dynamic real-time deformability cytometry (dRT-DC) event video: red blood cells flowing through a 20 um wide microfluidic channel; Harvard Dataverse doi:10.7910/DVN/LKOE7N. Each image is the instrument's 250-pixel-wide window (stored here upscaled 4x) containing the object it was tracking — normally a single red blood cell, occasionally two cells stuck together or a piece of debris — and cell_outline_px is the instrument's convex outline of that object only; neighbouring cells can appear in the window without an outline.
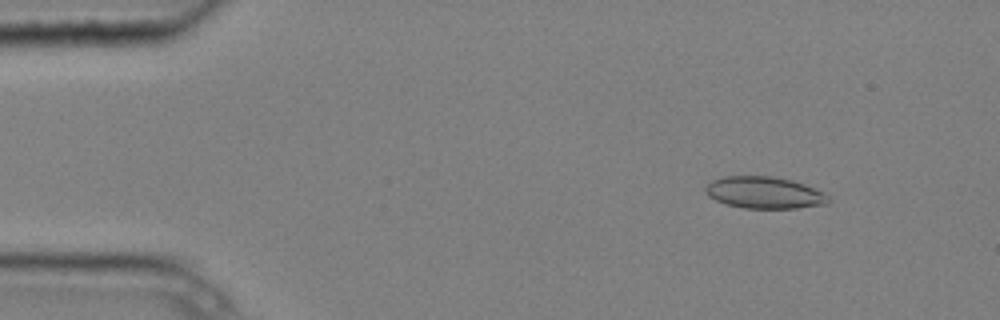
{"species": "common noctule bat (a hibernating species)", "species_latin": "Nyctalus noctula", "temperature_condition": "cold", "stored_images_in_passage": 7, "camera_frame_rate_fps": 3000, "um_per_image_px": 0.085, "animal": {"sex": "male", "body_mass_g": 20.4}, "frame": {"image": 1, "passage_image": 1, "time_ms": 0.0, "image_size_px": [1000, 320], "cell_outline_px": [[832, 200], [828, 204], [796, 208], [744, 208], [728, 204], [716, 200], [708, 196], [704, 188], [712, 180], [724, 176], [772, 176], [792, 180], [804, 184], [824, 192]], "centroid_in_image_um": [65.0, 16.37], "position_along_channel_um": 20.0, "area_um2": 22.83}}
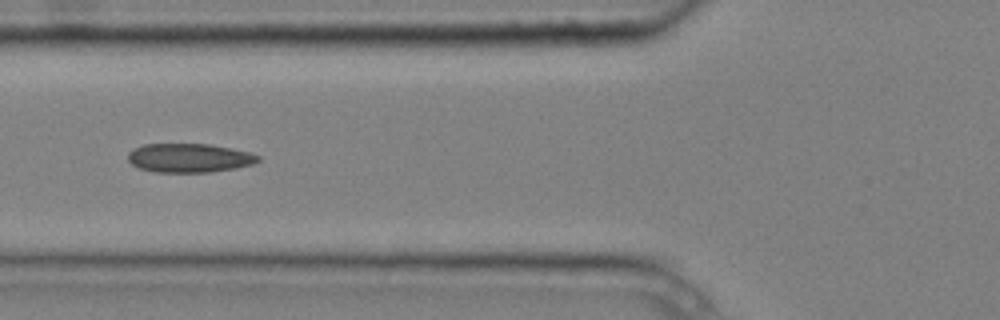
{"frame": {"image": 2, "passage_image": 5, "time_ms": 1.333, "image_size_px": [1000, 320], "cell_outline_px": [[260, 160], [252, 164], [236, 168], [208, 172], [156, 172], [140, 168], [132, 164], [128, 160], [128, 152], [144, 144], [208, 144], [232, 148], [248, 152], [260, 156]], "centroid_in_image_um": [16.09, 13.42], "position_along_channel_um": 109.7, "area_um2": 21.79}}
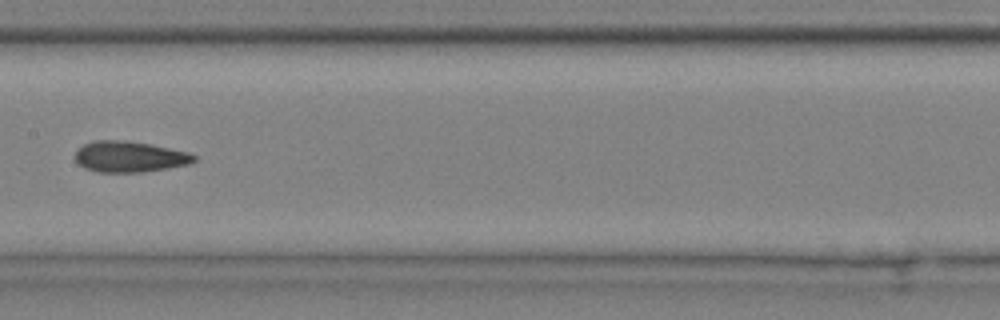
{"frame": {"image": 3, "passage_image": 7, "time_ms": 2.0, "image_size_px": [1000, 320], "cell_outline_px": [[196, 160], [188, 164], [168, 168], [140, 172], [100, 172], [84, 168], [76, 160], [76, 148], [84, 144], [96, 140], [120, 140], [148, 144], [188, 152], [196, 156]], "centroid_in_image_um": [10.99, 13.32], "position_along_channel_um": 196.4, "area_um2": 21.15}}